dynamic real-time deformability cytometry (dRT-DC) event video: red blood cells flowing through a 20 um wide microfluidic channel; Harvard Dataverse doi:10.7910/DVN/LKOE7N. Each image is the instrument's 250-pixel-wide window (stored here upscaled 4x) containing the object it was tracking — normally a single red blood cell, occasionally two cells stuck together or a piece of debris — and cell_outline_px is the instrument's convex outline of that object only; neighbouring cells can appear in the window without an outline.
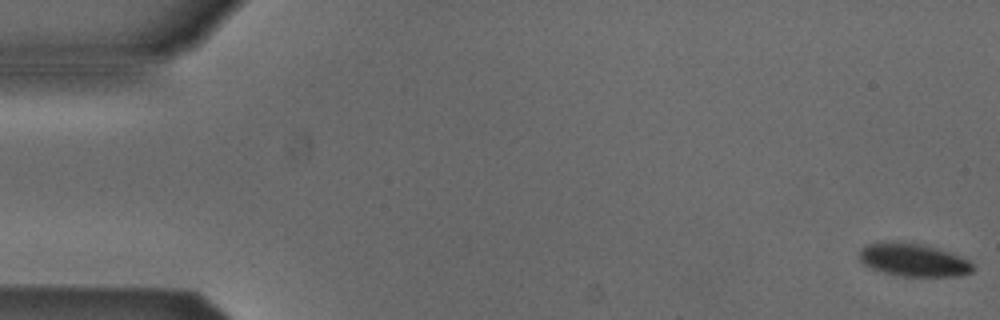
{"species": "Egyptian fruit bat (a non-hibernating species)", "species_latin": "Rousettus aegyptiacus", "temperature_condition": "cold", "stored_images_in_passage": 53, "camera_frame_rate_fps": 3000, "um_per_image_px": 0.085, "animal": {"sex": "male"}, "frame": {"image": 1, "passage_image": 1, "time_ms": 0.0, "image_size_px": [1000, 320], "cell_outline_px": [[972, 272], [960, 276], [904, 276], [884, 272], [872, 268], [864, 264], [860, 260], [860, 248], [868, 244], [920, 244], [936, 248], [960, 256], [968, 260], [972, 264]], "centroid_in_image_um": [77.68, 22.14], "position_along_channel_um": 7.3, "area_um2": 20.87}}
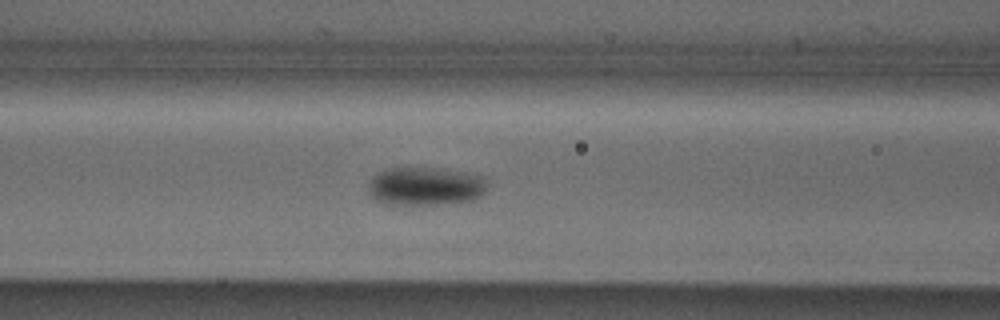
{"frame": {"image": 2, "passage_image": 22, "time_ms": 7.0, "image_size_px": [1000, 320], "cell_outline_px": [[484, 192], [480, 196], [472, 200], [440, 204], [384, 204], [376, 200], [368, 192], [368, 184], [372, 176], [384, 168], [432, 168], [464, 172], [484, 176]], "centroid_in_image_um": [36.09, 15.83], "position_along_channel_um": 130.5, "area_um2": 26.47}}
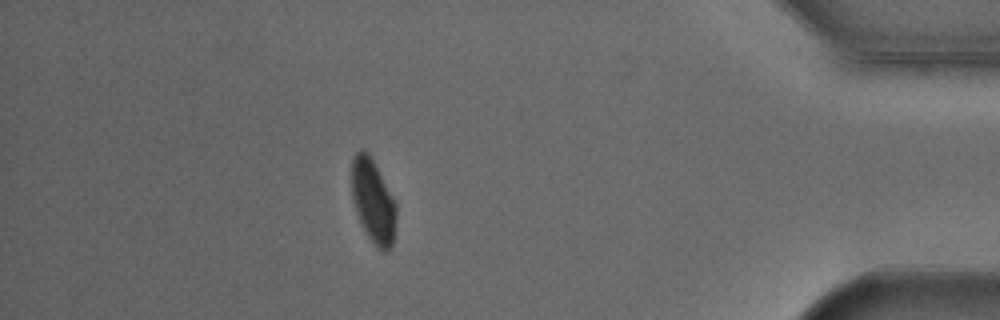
{"frame": {"image": 3, "passage_image": 47, "time_ms": 15.333, "image_size_px": [1000, 320], "cell_outline_px": [[396, 216], [392, 244], [388, 252], [380, 252], [376, 248], [368, 236], [360, 220], [352, 196], [352, 160], [356, 152], [360, 148], [364, 148], [368, 152], [396, 204]], "centroid_in_image_um": [31.71, 17.11], "position_along_channel_um": 403.5, "area_um2": 21.33}, "authors_computed_cell_mechanics": {"area_um2": 23.987, "velocity_mm_per_s": 3.856, "shape_relaxation_time_tau1_ms": 4.555, "shape_relaxation_time_tau2_ms": null, "deformation_change_tau1": 0.0925, "deformation_change_tau2": null}}